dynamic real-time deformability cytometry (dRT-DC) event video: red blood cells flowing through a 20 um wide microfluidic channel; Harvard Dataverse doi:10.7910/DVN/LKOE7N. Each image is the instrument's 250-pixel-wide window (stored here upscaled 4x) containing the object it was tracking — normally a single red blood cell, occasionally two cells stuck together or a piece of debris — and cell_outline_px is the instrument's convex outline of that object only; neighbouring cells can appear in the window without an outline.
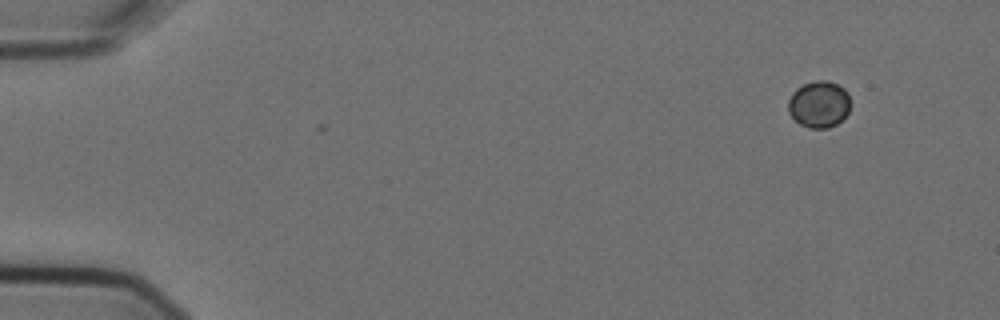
{"species": "Egyptian fruit bat (a non-hibernating species)", "species_latin": "Rousettus aegyptiacus", "temperature_condition": "cold", "stored_images_in_passage": 2, "camera_frame_rate_fps": 3000, "um_per_image_px": 0.085, "animal": {"sex": "female"}, "frame": {"image": 1, "passage_image": 2, "time_ms": 0.333, "image_size_px": [1000, 320], "cell_outline_px": [[848, 112], [836, 124], [828, 128], [808, 128], [800, 124], [788, 112], [788, 100], [792, 92], [796, 88], [804, 84], [816, 80], [828, 80], [844, 88], [848, 92]], "centroid_in_image_um": [69.58, 8.85], "position_along_channel_um": 15.4, "area_um2": 16.82}}